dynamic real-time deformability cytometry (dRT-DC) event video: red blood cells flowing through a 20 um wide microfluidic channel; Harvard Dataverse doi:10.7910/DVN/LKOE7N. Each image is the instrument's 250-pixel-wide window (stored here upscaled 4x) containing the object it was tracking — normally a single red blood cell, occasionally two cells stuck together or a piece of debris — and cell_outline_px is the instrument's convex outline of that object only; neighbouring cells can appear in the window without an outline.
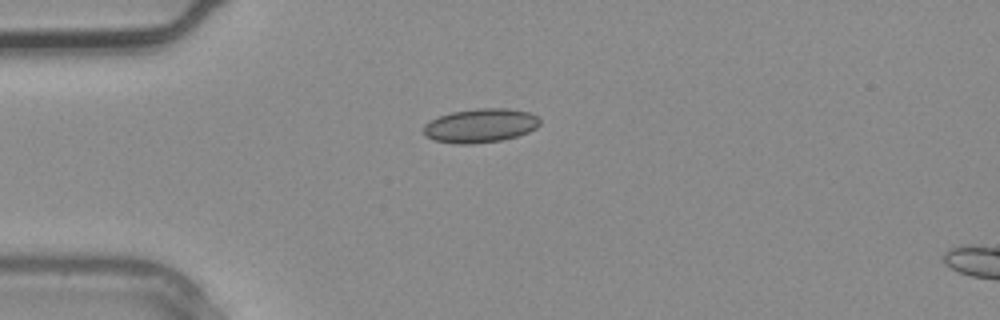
{"species": "common noctule bat (a hibernating species)", "species_latin": "Nyctalus noctula", "temperature_condition": "warm", "stored_images_in_passage": 3, "camera_frame_rate_fps": 3000, "um_per_image_px": 0.085, "animal": {"sex": "male", "body_mass_g": 20.4}, "frame": {"image": 1, "passage_image": 2, "time_ms": 0.333, "image_size_px": [1000, 320], "cell_outline_px": [[540, 124], [536, 128], [528, 132], [516, 136], [500, 140], [472, 144], [452, 144], [432, 140], [424, 136], [424, 124], [440, 116], [452, 112], [476, 108], [508, 108], [528, 112], [536, 116], [540, 120]], "centroid_in_image_um": [40.81, 10.68], "position_along_channel_um": 44.2, "area_um2": 23.06}}